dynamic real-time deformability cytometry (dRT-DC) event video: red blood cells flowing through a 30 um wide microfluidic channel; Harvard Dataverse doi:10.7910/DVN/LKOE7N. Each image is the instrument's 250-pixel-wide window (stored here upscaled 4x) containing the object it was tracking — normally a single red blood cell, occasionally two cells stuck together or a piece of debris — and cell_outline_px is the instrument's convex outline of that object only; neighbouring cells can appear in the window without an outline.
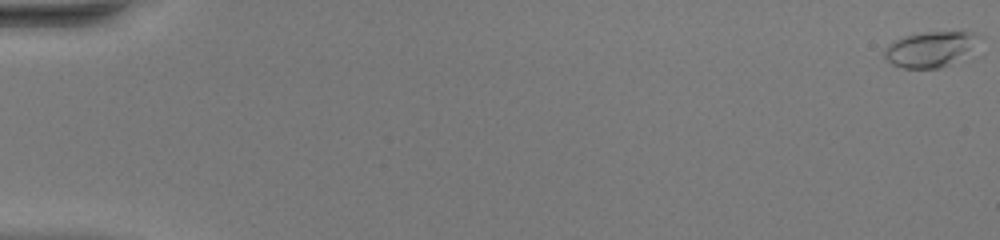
{"species": "common noctule bat (a hibernating species)", "species_latin": "Nyctalus noctula", "temperature_condition": "warm", "stored_images_in_passage": 5, "camera_frame_rate_fps": 3000, "um_per_image_px": 0.085, "animal": {"sex": "female", "body_mass_g": 20.0, "forearm_length_mm": 54.0}, "frame": {"image": 1, "passage_image": 1, "time_ms": 0.0, "image_size_px": [1000, 240], "cell_outline_px": [[984, 56], [940, 68], [904, 68], [892, 64], [884, 56], [884, 48], [888, 44], [904, 36], [924, 32], [972, 32], [984, 36]], "centroid_in_image_um": [79.45, 4.21], "position_along_channel_um": 5.5, "area_um2": 21.68}}